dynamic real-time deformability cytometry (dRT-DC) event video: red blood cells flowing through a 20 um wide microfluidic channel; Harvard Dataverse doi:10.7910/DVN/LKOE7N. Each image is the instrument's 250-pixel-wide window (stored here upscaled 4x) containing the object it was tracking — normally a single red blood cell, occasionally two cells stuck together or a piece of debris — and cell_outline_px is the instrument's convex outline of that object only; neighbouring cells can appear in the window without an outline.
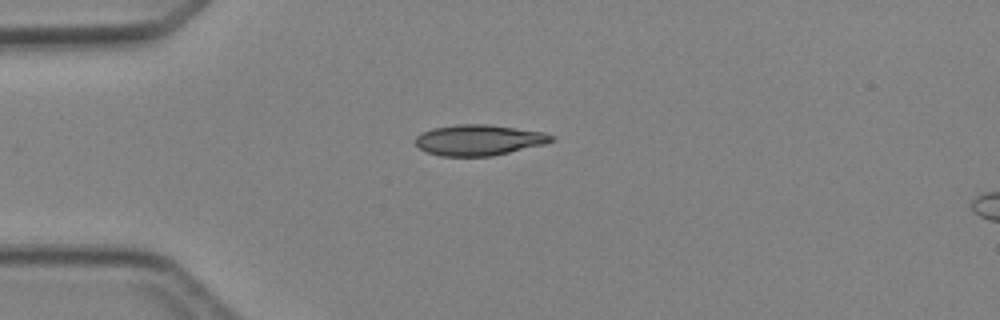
{"species": "Egyptian fruit bat (a non-hibernating species)", "species_latin": "Rousettus aegyptiacus", "temperature_condition": "cold", "stored_images_in_passage": 5, "camera_frame_rate_fps": 3000, "um_per_image_px": 0.085, "animal": {"sex": "female"}, "frame": {"image": 1, "passage_image": 5, "time_ms": 5.667, "image_size_px": [1000, 320], "cell_outline_px": [[556, 140], [544, 144], [492, 156], [440, 156], [428, 152], [420, 148], [416, 144], [416, 136], [432, 128], [456, 124], [488, 124], [544, 132], [556, 136]], "centroid_in_image_um": [40.74, 11.9], "position_along_channel_um": 44.3, "area_um2": 24.33}}